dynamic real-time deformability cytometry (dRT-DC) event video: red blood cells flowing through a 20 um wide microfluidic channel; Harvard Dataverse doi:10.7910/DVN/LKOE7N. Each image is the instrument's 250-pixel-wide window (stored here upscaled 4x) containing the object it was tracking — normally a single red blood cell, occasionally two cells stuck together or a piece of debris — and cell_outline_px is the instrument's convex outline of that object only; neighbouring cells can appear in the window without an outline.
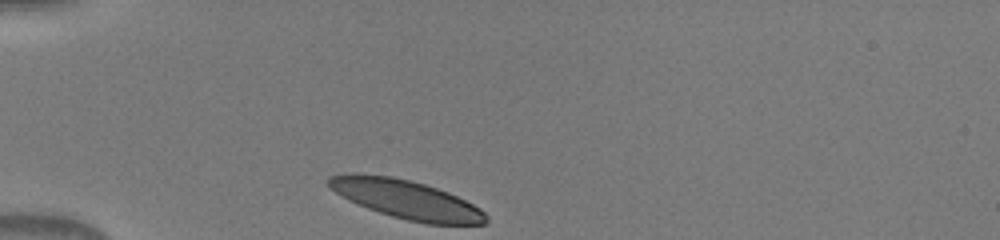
{"species": "human", "species_latin": "Homo sapiens", "temperature_condition": "warm", "stored_images_in_passage": 31, "camera_frame_rate_fps": 3000, "um_per_image_px": 0.085, "donor": {"sex": "male"}, "frame": {"image": 1, "passage_image": 1, "time_ms": 0.0, "image_size_px": [1000, 240], "cell_outline_px": [[488, 224], [428, 224], [408, 220], [392, 216], [368, 208], [348, 200], [336, 192], [328, 184], [328, 176], [344, 172], [352, 172], [392, 176], [412, 180], [448, 192], [480, 208], [488, 216]], "centroid_in_image_um": [34.52, 16.93], "position_along_channel_um": 50.5, "area_um2": 35.55}}
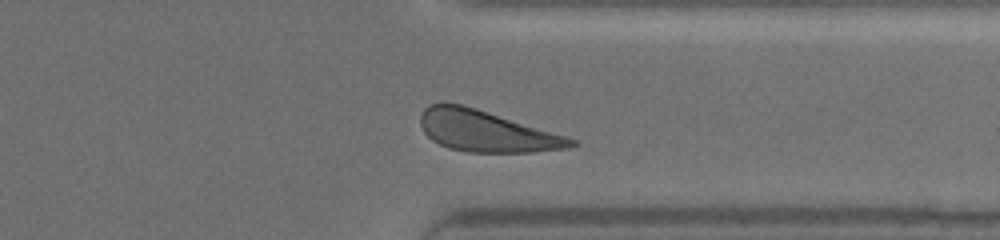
{"frame": {"image": 2, "passage_image": 27, "time_ms": 8.667, "image_size_px": [1000, 240], "cell_outline_px": [[580, 144], [568, 148], [532, 152], [468, 152], [448, 148], [432, 140], [424, 132], [420, 124], [420, 116], [424, 108], [428, 104], [464, 104], [564, 136], [576, 140]], "centroid_in_image_um": [41.31, 11.16], "position_along_channel_um": 370.1, "area_um2": 35.72}}